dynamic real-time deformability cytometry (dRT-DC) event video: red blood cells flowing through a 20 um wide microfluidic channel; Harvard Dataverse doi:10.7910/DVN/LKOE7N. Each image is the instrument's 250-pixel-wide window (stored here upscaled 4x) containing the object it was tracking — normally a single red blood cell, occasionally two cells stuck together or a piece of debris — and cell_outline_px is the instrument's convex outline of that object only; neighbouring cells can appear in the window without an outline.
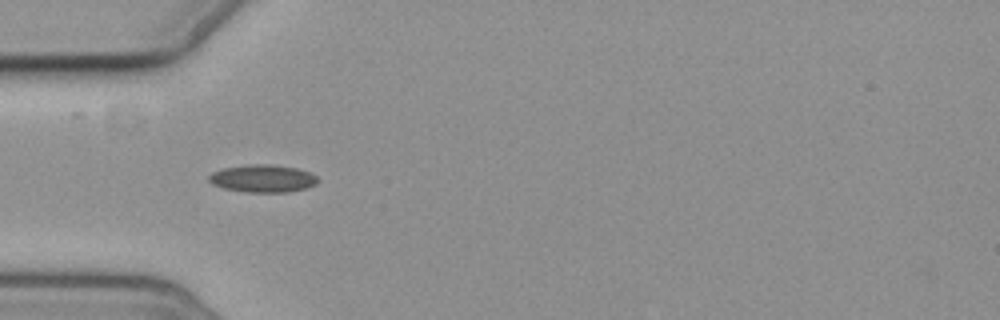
{"species": "common noctule bat (a hibernating species)", "species_latin": "Nyctalus noctula", "temperature_condition": "cold", "stored_images_in_passage": 2, "camera_frame_rate_fps": 3000, "um_per_image_px": 0.085, "animal": {"sex": "female", "body_mass_g": 19.3, "forearm_length_mm": 54.1}, "frame": {"image": 1, "passage_image": 1, "time_ms": 0.0, "image_size_px": [1000, 320], "cell_outline_px": [[320, 180], [316, 184], [304, 188], [288, 192], [244, 192], [224, 188], [212, 184], [208, 180], [208, 176], [212, 172], [224, 168], [248, 164], [272, 164], [296, 168], [308, 172], [316, 176]], "centroid_in_image_um": [22.32, 15.17], "position_along_channel_um": 62.7, "area_um2": 17.51}}
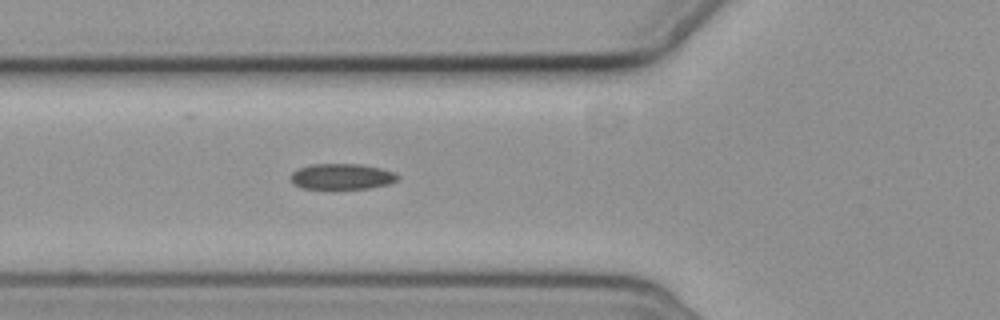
{"frame": {"image": 2, "passage_image": 2, "time_ms": 1.0, "image_size_px": [1000, 320], "cell_outline_px": [[400, 176], [396, 180], [388, 184], [368, 188], [304, 188], [292, 184], [288, 176], [292, 172], [300, 168], [312, 164], [360, 164], [380, 168], [396, 172]], "centroid_in_image_um": [29.04, 14.99], "position_along_channel_um": 96.8, "area_um2": 16.01}}